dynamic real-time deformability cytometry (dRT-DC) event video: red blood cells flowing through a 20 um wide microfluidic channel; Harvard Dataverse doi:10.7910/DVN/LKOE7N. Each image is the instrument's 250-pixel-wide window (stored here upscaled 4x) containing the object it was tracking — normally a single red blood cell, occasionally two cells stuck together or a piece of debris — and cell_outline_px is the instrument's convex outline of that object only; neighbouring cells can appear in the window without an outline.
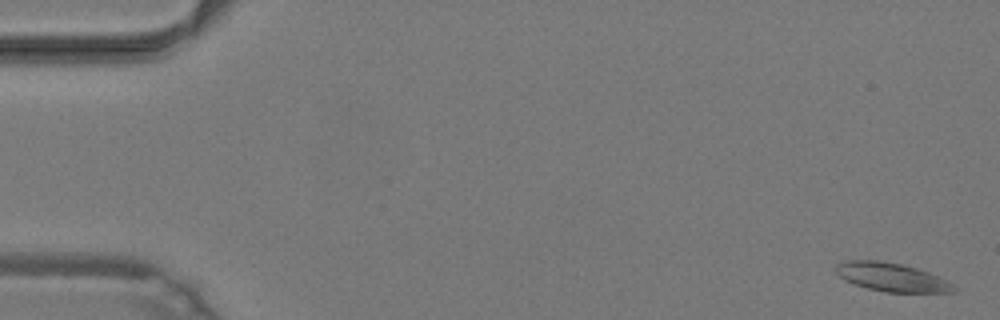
{"species": "common noctule bat (a hibernating species)", "species_latin": "Nyctalus noctula", "temperature_condition": "warm", "stored_images_in_passage": 49, "camera_frame_rate_fps": 3000, "um_per_image_px": 0.085, "animal": {"sex": "male", "body_mass_g": 19.2, "forearm_length_mm": 51.8}, "frame": {"image": 1, "passage_image": 2, "time_ms": 0.333, "image_size_px": [1000, 320], "cell_outline_px": [[956, 292], [884, 292], [868, 288], [844, 280], [836, 272], [836, 264], [844, 260], [880, 260], [900, 264], [916, 268], [928, 272], [952, 284], [956, 288]], "centroid_in_image_um": [75.75, 23.55], "position_along_channel_um": 9.3, "area_um2": 19.36}}
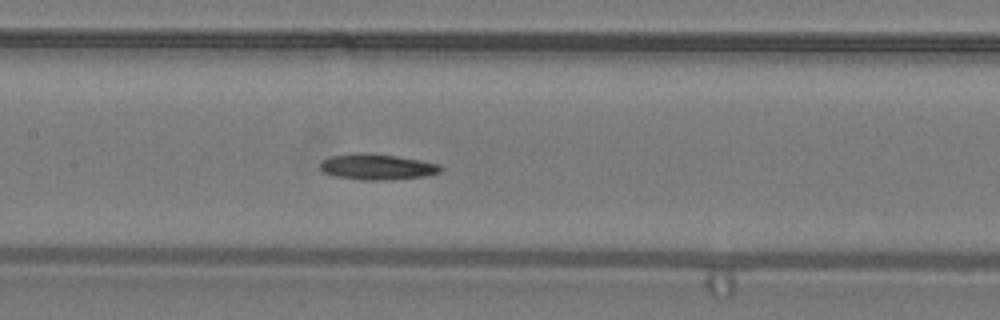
{"frame": {"image": 2, "passage_image": 24, "time_ms": 7.667, "image_size_px": [1000, 320], "cell_outline_px": [[444, 168], [440, 172], [424, 176], [392, 180], [360, 180], [336, 176], [324, 172], [320, 168], [320, 160], [332, 156], [352, 152], [368, 152], [396, 156], [420, 160], [440, 164]], "centroid_in_image_um": [32.04, 14.17], "position_along_channel_um": 175.4, "area_um2": 18.38}}
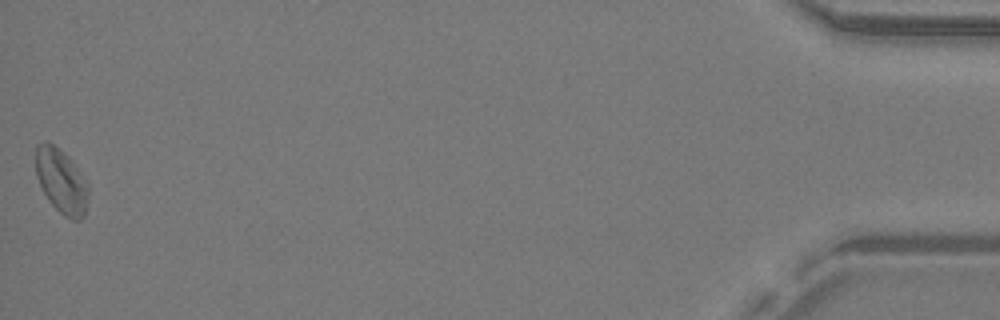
{"frame": {"image": 3, "passage_image": 49, "time_ms": 16.0, "image_size_px": [1000, 320], "cell_outline_px": [[88, 200], [84, 216], [80, 220], [72, 220], [64, 216], [48, 200], [36, 176], [36, 144], [44, 140], [48, 140], [64, 152], [68, 156], [88, 184]], "centroid_in_image_um": [5.21, 15.38], "position_along_channel_um": 430.0, "area_um2": 19.83}, "authors_computed_cell_mechanics": {"area_um2": 18.4382, "velocity_mm_per_s": 4.2501, "shape_relaxation_time_tau1_ms": null, "shape_relaxation_time_tau2_ms": 8.0193, "deformation_change_tau1": null, "deformation_change_tau2": 0.156}}